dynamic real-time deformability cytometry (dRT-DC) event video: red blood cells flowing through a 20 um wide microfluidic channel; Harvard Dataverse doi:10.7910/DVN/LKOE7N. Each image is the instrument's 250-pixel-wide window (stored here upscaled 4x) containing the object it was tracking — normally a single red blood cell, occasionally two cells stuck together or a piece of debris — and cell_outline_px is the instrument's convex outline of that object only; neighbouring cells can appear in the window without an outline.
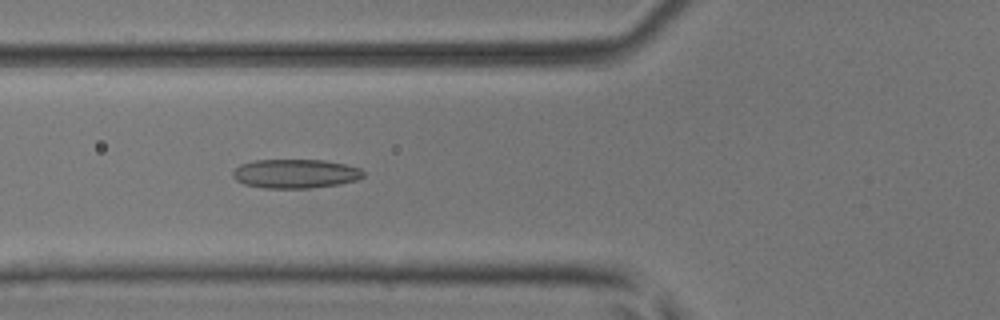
{"species": "common noctule bat (a hibernating species)", "species_latin": "Nyctalus noctula", "temperature_condition": "room temperature", "stored_images_in_passage": 41, "camera_frame_rate_fps": 3000, "um_per_image_px": 0.085, "animal": {"sex": "male", "body_mass_g": 17.9, "forearm_length_mm": 54.2}, "frame": {"image": 1, "passage_image": 10, "time_ms": 3.0, "image_size_px": [1000, 320], "cell_outline_px": [[364, 176], [356, 180], [336, 184], [308, 188], [264, 188], [244, 184], [236, 180], [232, 176], [232, 172], [240, 164], [256, 160], [324, 160], [344, 164], [360, 168], [364, 172]], "centroid_in_image_um": [25.08, 14.76], "position_along_channel_um": 100.7, "area_um2": 21.96}}
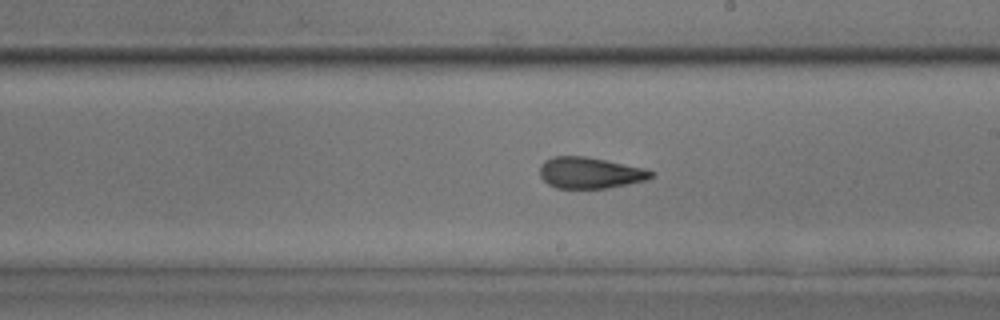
{"frame": {"image": 2, "passage_image": 20, "time_ms": 6.333, "image_size_px": [1000, 320], "cell_outline_px": [[652, 176], [644, 180], [604, 188], [556, 188], [548, 184], [540, 176], [540, 164], [544, 160], [552, 156], [584, 156], [644, 168], [652, 172]], "centroid_in_image_um": [50.06, 14.68], "position_along_channel_um": 238.9, "area_um2": 19.88}}
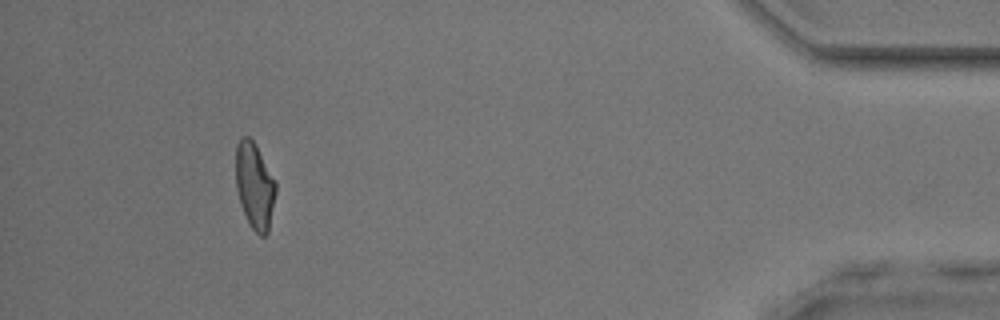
{"frame": {"image": 3, "passage_image": 37, "time_ms": 12.0, "image_size_px": [1000, 320], "cell_outline_px": [[276, 192], [268, 232], [264, 236], [260, 236], [252, 228], [244, 212], [236, 188], [236, 144], [240, 136], [248, 136], [256, 144], [276, 180]], "centroid_in_image_um": [21.65, 15.73], "position_along_channel_um": 413.5, "area_um2": 20.11}, "authors_computed_cell_mechanics": {"area_um2": 20.6346, "velocity_mm_per_s": 4.1588, "shape_relaxation_time_tau1_ms": null, "shape_relaxation_time_tau2_ms": 1.8393, "deformation_change_tau1": null, "deformation_change_tau2": 0.0922}}